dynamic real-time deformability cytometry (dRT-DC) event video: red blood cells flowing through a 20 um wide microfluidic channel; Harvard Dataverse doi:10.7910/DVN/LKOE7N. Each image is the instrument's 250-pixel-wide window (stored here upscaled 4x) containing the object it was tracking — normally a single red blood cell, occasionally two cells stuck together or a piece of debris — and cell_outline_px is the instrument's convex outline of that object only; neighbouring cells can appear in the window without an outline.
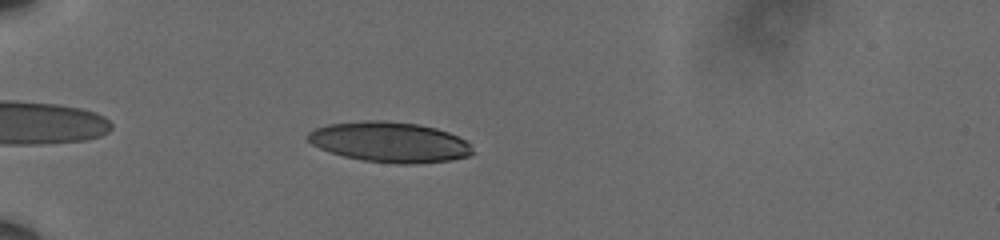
{"species": "human", "species_latin": "Homo sapiens", "temperature_condition": "cold", "stored_images_in_passage": 44, "camera_frame_rate_fps": 3000, "um_per_image_px": 0.085, "donor": {"sex": "male"}, "frame": {"image": 1, "passage_image": 4, "time_ms": 1.0, "image_size_px": [1000, 240], "cell_outline_px": [[476, 152], [468, 156], [452, 160], [416, 164], [396, 164], [364, 160], [344, 156], [320, 148], [312, 144], [304, 136], [308, 132], [316, 128], [328, 124], [364, 120], [380, 120], [420, 124], [436, 128], [448, 132], [464, 140]], "centroid_in_image_um": [33.12, 12.07], "position_along_channel_um": 51.9, "area_um2": 38.78}}
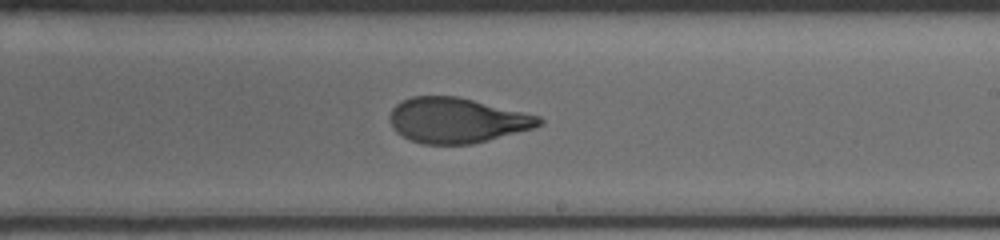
{"frame": {"image": 2, "passage_image": 23, "time_ms": 7.333, "image_size_px": [1000, 240], "cell_outline_px": [[544, 120], [540, 124], [532, 128], [488, 140], [472, 144], [424, 144], [408, 140], [396, 132], [392, 128], [388, 116], [392, 108], [396, 104], [412, 96], [456, 96], [540, 116]], "centroid_in_image_um": [38.77, 10.23], "position_along_channel_um": 250.2, "area_um2": 39.13}}
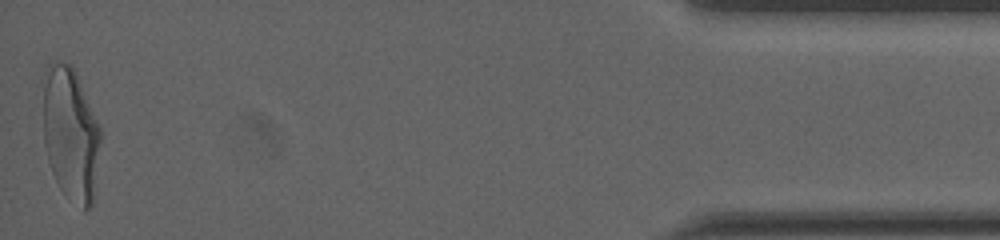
{"frame": {"image": 3, "passage_image": 44, "time_ms": 14.333, "image_size_px": [1000, 240], "cell_outline_px": [[100, 140], [92, 204], [84, 212], [60, 188], [52, 172], [48, 160], [44, 144], [44, 68], [52, 60], [56, 60], [68, 64], [76, 72], [100, 128]], "centroid_in_image_um": [5.98, 11.35], "position_along_channel_um": 429.2, "area_um2": 44.16}, "authors_computed_cell_mechanics": {"area_um2": 40.1999, "velocity_mm_per_s": 3.614, "shape_relaxation_time_tau1_ms": 5.2779, "shape_relaxation_time_tau2_ms": 1.0023, "deformation_change_tau1": 0.217, "deformation_change_tau2": 0.0728}}